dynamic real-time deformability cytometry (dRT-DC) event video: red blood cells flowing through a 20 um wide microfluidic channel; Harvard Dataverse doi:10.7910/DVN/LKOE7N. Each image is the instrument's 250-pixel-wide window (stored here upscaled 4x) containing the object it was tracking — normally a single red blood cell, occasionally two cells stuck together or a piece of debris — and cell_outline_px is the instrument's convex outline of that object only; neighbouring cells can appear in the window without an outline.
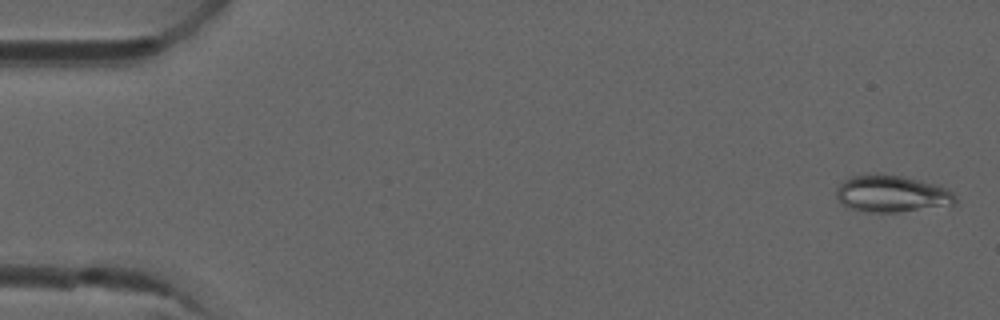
{"species": "common noctule bat (a hibernating species)", "species_latin": "Nyctalus noctula", "temperature_condition": "room temperature", "stored_images_in_passage": 5, "camera_frame_rate_fps": 3000, "um_per_image_px": 0.085, "animal": {"sex": "male", "forearm_length_mm": 52.5}, "frame": {"image": 1, "passage_image": 1, "time_ms": 0.0, "image_size_px": [1000, 320], "cell_outline_px": [[956, 204], [896, 212], [872, 212], [852, 208], [840, 204], [836, 196], [836, 188], [848, 176], [876, 172], [924, 180], [936, 184], [952, 192], [956, 196]], "centroid_in_image_um": [75.76, 16.44], "position_along_channel_um": 9.2, "area_um2": 25.78}}